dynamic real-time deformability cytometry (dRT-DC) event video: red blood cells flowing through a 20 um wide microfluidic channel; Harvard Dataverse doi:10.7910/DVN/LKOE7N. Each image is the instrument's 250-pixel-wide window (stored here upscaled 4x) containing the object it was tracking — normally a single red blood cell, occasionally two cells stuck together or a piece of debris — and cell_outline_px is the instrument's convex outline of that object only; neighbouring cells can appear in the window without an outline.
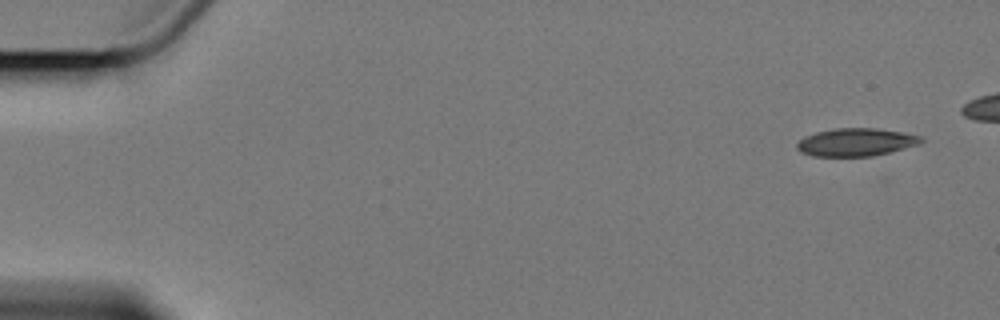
{"species": "Egyptian fruit bat (a non-hibernating species)", "species_latin": "Rousettus aegyptiacus", "temperature_condition": "cold", "stored_images_in_passage": 8, "camera_frame_rate_fps": 3000, "um_per_image_px": 0.085, "animal": {"sex": "female"}, "frame": {"image": 1, "passage_image": 1, "time_ms": 0.0, "image_size_px": [1000, 320], "cell_outline_px": [[924, 140], [920, 144], [872, 156], [812, 156], [800, 152], [796, 148], [796, 144], [804, 136], [816, 132], [832, 128], [876, 128], [900, 132], [920, 136]], "centroid_in_image_um": [72.71, 12.08], "position_along_channel_um": 12.3, "area_um2": 20.11}}
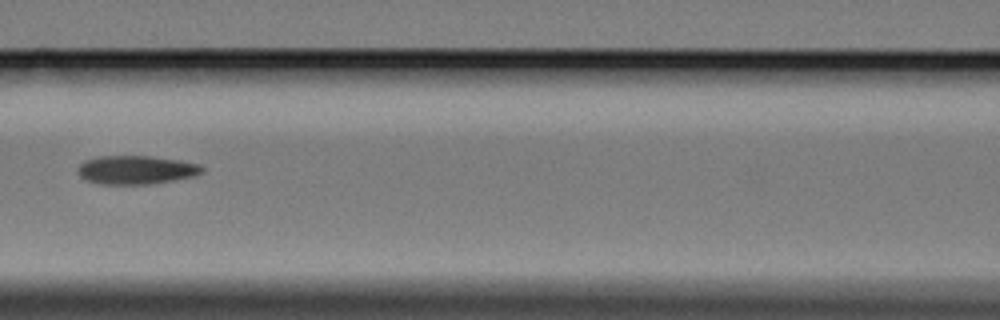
{"frame": {"image": 2, "passage_image": 7, "time_ms": 8.0, "image_size_px": [1000, 320], "cell_outline_px": [[204, 172], [192, 176], [172, 180], [148, 184], [104, 184], [88, 180], [80, 176], [80, 164], [84, 160], [96, 156], [152, 156], [180, 160], [200, 164], [204, 168]], "centroid_in_image_um": [11.6, 14.42], "position_along_channel_um": 155.0, "area_um2": 20.52}}
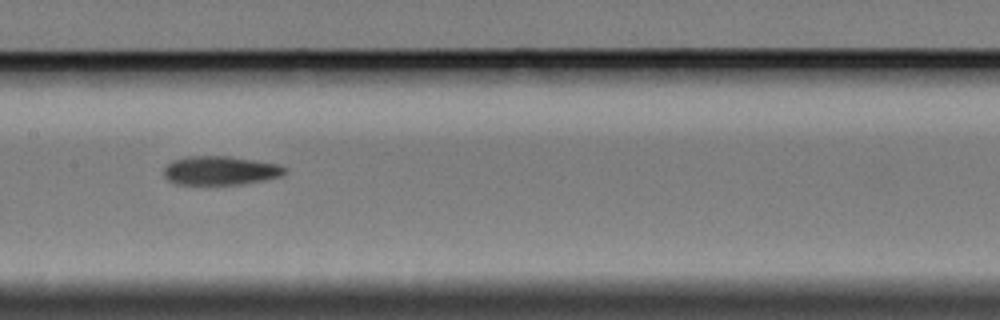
{"frame": {"image": 3, "passage_image": 8, "time_ms": 9.0, "image_size_px": [1000, 320], "cell_outline_px": [[288, 172], [280, 176], [264, 180], [244, 184], [176, 184], [168, 180], [164, 176], [164, 168], [172, 160], [184, 156], [228, 156], [280, 164], [288, 168]], "centroid_in_image_um": [18.75, 14.49], "position_along_channel_um": 188.7, "area_um2": 20.52}}